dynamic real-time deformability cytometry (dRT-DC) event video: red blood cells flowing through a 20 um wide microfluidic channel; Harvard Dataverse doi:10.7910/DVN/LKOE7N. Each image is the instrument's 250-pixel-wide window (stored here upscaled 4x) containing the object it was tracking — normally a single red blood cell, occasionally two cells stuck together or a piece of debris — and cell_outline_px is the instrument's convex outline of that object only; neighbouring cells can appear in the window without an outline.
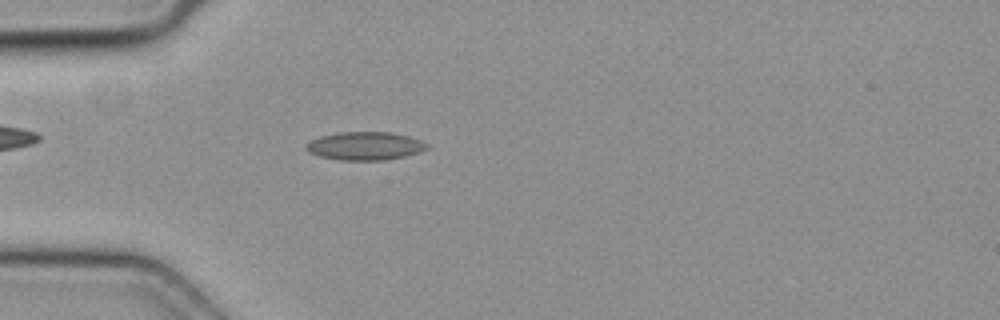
{"species": "common noctule bat (a hibernating species)", "species_latin": "Nyctalus noctula", "temperature_condition": "cold", "stored_images_in_passage": 35, "camera_frame_rate_fps": 3000, "um_per_image_px": 0.085, "animal": {"sex": "female", "body_mass_g": 19.3, "forearm_length_mm": 54.1}, "frame": {"image": 1, "passage_image": 1, "time_ms": 0.0, "image_size_px": [1000, 320], "cell_outline_px": [[428, 148], [420, 152], [404, 156], [384, 160], [340, 160], [320, 156], [308, 152], [304, 148], [304, 144], [320, 136], [340, 132], [392, 132], [408, 136], [420, 140], [428, 144]], "centroid_in_image_um": [31.01, 12.4], "position_along_channel_um": 54.0, "area_um2": 19.88}}
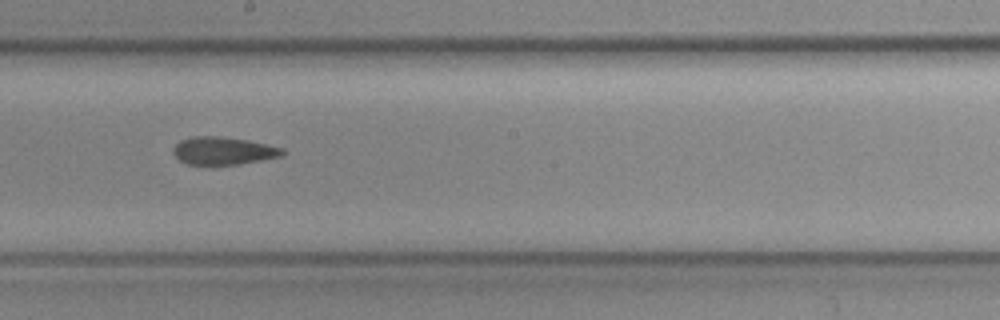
{"frame": {"image": 2, "passage_image": 14, "time_ms": 4.333, "image_size_px": [1000, 320], "cell_outline_px": [[284, 156], [236, 164], [188, 164], [180, 160], [172, 152], [172, 148], [180, 140], [192, 136], [220, 136], [248, 140], [284, 148]], "centroid_in_image_um": [18.98, 12.8], "position_along_channel_um": 229.2, "area_um2": 17.57}}
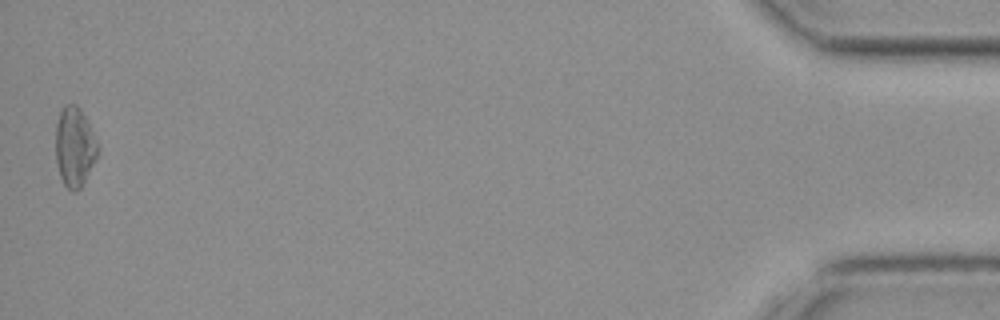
{"frame": {"image": 3, "passage_image": 35, "time_ms": 11.333, "image_size_px": [1000, 320], "cell_outline_px": [[96, 156], [80, 188], [76, 192], [72, 192], [64, 184], [60, 176], [56, 160], [56, 124], [60, 112], [64, 104], [76, 104], [84, 116], [92, 132], [96, 144]], "centroid_in_image_um": [6.29, 12.48], "position_along_channel_um": 428.9, "area_um2": 18.79}}